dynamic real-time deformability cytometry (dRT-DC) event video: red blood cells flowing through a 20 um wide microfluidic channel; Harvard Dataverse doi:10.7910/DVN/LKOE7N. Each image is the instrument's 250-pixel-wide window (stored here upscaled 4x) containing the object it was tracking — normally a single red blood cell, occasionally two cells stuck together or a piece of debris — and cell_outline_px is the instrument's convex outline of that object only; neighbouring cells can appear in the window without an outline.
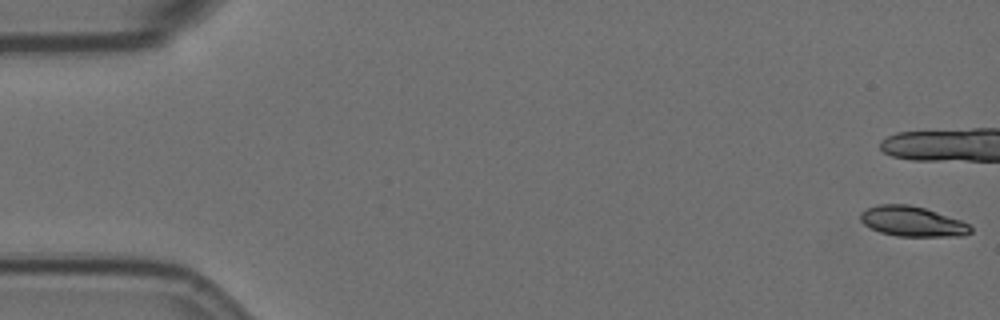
{"species": "Egyptian fruit bat (a non-hibernating species)", "species_latin": "Rousettus aegyptiacus", "temperature_condition": "room temperature", "stored_images_in_passage": 13, "camera_frame_rate_fps": 3000, "um_per_image_px": 0.085, "animal": {"sex": "female"}, "frame": {"image": 1, "passage_image": 1, "time_ms": 0.0, "image_size_px": [1000, 320], "cell_outline_px": [[972, 232], [964, 236], [896, 236], [880, 232], [864, 224], [860, 220], [860, 212], [868, 208], [880, 204], [908, 204], [924, 208], [960, 220], [968, 224], [972, 228]], "centroid_in_image_um": [77.54, 18.83], "position_along_channel_um": 7.5, "area_um2": 19.19}}